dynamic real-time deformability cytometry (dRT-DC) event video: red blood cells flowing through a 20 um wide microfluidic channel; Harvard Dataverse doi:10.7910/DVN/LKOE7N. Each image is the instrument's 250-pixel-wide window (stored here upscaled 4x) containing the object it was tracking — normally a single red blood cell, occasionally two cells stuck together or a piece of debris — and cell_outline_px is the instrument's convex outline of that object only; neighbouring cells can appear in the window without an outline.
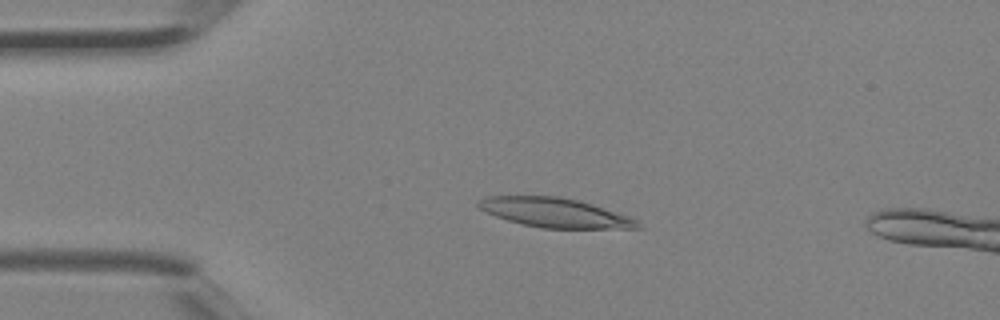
{"species": "Egyptian fruit bat (a non-hibernating species)", "species_latin": "Rousettus aegyptiacus", "temperature_condition": "room temperature", "stored_images_in_passage": 2, "camera_frame_rate_fps": 3000, "um_per_image_px": 0.085, "animal": {"sex": "female"}, "frame": {"image": 1, "passage_image": 1, "time_ms": 0.0, "image_size_px": [1000, 320], "cell_outline_px": [[640, 228], [540, 228], [508, 220], [496, 216], [480, 208], [476, 204], [476, 200], [488, 196], [556, 196], [580, 200], [628, 216], [636, 220], [640, 224]], "centroid_in_image_um": [47.14, 18.07], "position_along_channel_um": 37.9, "area_um2": 26.93}}
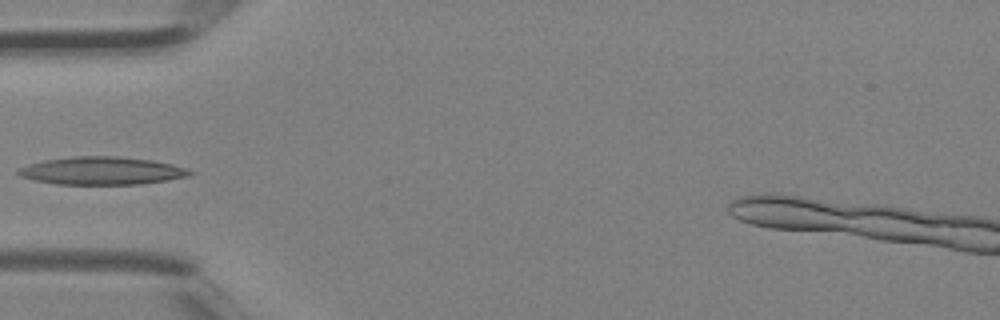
{"frame": {"image": 2, "passage_image": 2, "time_ms": 0.333, "image_size_px": [1000, 320], "cell_outline_px": [[196, 172], [192, 176], [168, 180], [140, 184], [56, 184], [36, 180], [20, 176], [16, 172], [20, 168], [28, 164], [44, 160], [72, 156], [120, 156], [152, 160], [172, 164]], "centroid_in_image_um": [8.69, 14.51], "position_along_channel_um": 76.3, "area_um2": 27.92}}